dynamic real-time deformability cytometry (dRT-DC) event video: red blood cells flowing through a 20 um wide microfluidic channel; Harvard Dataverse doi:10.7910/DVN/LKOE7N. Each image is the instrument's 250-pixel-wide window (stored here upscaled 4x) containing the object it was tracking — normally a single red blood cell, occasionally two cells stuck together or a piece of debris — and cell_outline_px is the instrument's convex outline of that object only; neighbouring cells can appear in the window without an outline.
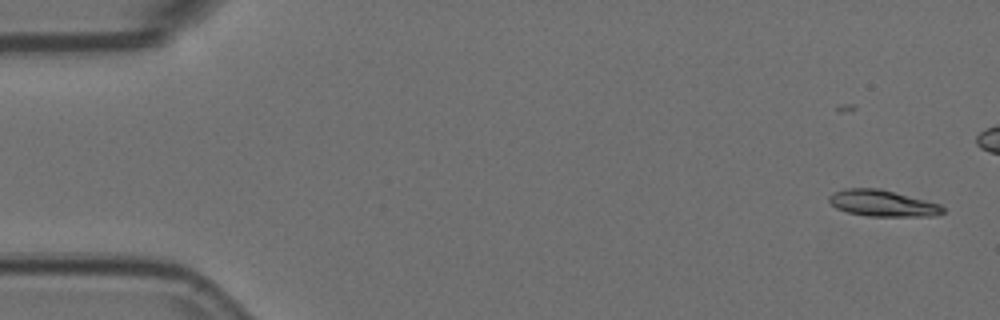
{"species": "Egyptian fruit bat (a non-hibernating species)", "species_latin": "Rousettus aegyptiacus", "temperature_condition": "room temperature", "stored_images_in_passage": 34, "camera_frame_rate_fps": 3000, "um_per_image_px": 0.085, "animal": {"sex": "female"}, "frame": {"image": 1, "passage_image": 1, "time_ms": 0.0, "image_size_px": [1000, 320], "cell_outline_px": [[944, 212], [936, 216], [868, 216], [848, 212], [836, 208], [828, 200], [828, 196], [832, 192], [844, 188], [880, 188], [940, 204], [944, 208]], "centroid_in_image_um": [74.99, 17.27], "position_along_channel_um": 10.0, "area_um2": 17.51}}
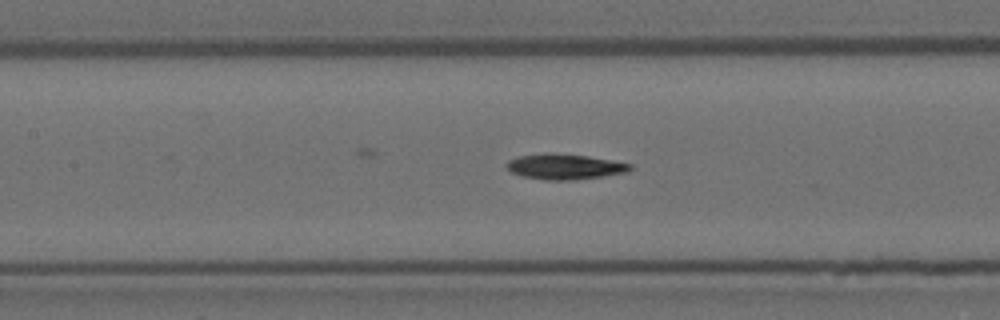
{"frame": {"image": 2, "passage_image": 24, "time_ms": 7.667, "image_size_px": [1000, 320], "cell_outline_px": [[632, 168], [628, 172], [600, 176], [568, 180], [544, 180], [520, 176], [512, 172], [508, 168], [508, 160], [520, 156], [544, 152], [548, 152], [588, 156], [612, 160], [632, 164]], "centroid_in_image_um": [47.99, 14.15], "position_along_channel_um": 159.4, "area_um2": 18.21}}
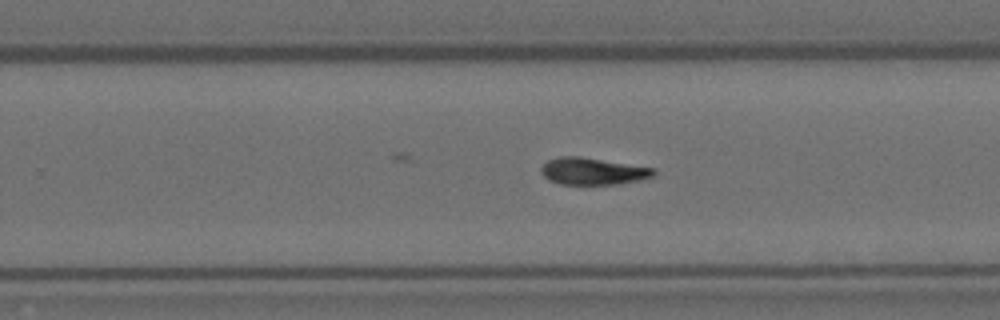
{"frame": {"image": 3, "passage_image": 34, "time_ms": 11.0, "image_size_px": [1000, 320], "cell_outline_px": [[656, 176], [640, 180], [620, 184], [560, 184], [548, 180], [540, 172], [540, 168], [548, 160], [560, 156], [580, 156], [656, 168]], "centroid_in_image_um": [50.42, 14.55], "position_along_channel_um": 279.4, "area_um2": 17.92}}